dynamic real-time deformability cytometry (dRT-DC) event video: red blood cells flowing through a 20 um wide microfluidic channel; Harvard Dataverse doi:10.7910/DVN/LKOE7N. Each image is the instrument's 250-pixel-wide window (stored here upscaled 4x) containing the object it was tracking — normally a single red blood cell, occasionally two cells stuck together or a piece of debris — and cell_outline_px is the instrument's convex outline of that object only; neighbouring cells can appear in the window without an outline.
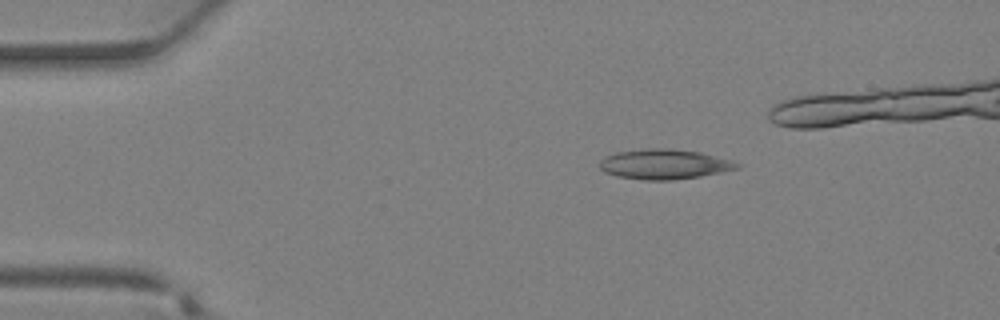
{"species": "Egyptian fruit bat (a non-hibernating species)", "species_latin": "Rousettus aegyptiacus", "temperature_condition": "warm", "stored_images_in_passage": 27, "camera_frame_rate_fps": 3000, "um_per_image_px": 0.085, "animal": {"sex": "female"}, "frame": {"image": 1, "passage_image": 1, "time_ms": 0.0, "image_size_px": [1000, 320], "cell_outline_px": [[740, 168], [700, 176], [672, 180], [644, 180], [616, 176], [604, 172], [600, 168], [600, 160], [604, 156], [612, 152], [644, 148], [664, 148], [700, 152], [732, 160], [740, 164]], "centroid_in_image_um": [56.42, 13.95], "position_along_channel_um": 28.6, "area_um2": 24.16}}
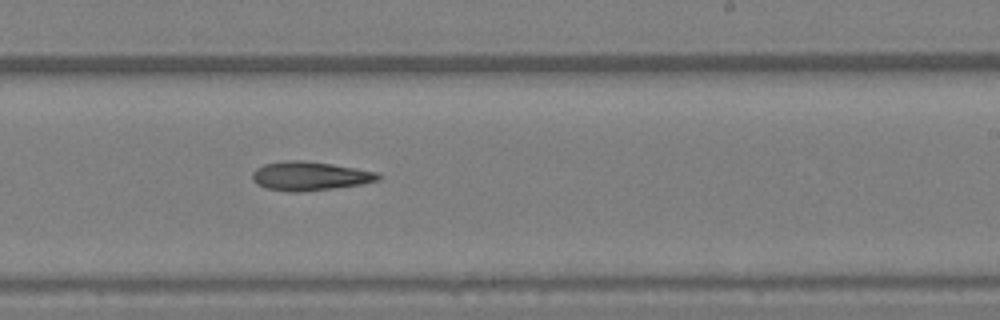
{"frame": {"image": 2, "passage_image": 17, "time_ms": 5.333, "image_size_px": [1000, 320], "cell_outline_px": [[384, 176], [380, 180], [360, 184], [332, 188], [300, 192], [292, 192], [268, 188], [256, 184], [252, 180], [252, 172], [256, 168], [264, 164], [288, 160], [304, 160], [332, 164], [356, 168], [376, 172]], "centroid_in_image_um": [26.33, 14.95], "position_along_channel_um": 262.7, "area_um2": 21.15}}
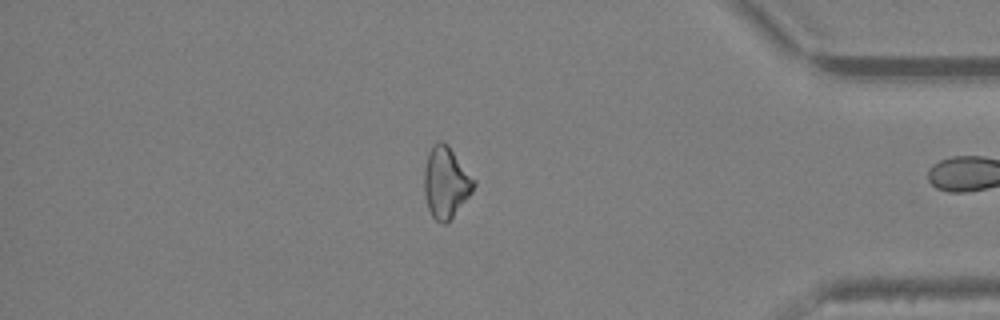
{"frame": {"image": 3, "passage_image": 26, "time_ms": 8.333, "image_size_px": [1000, 320], "cell_outline_px": [[476, 184], [472, 192], [452, 216], [444, 224], [436, 220], [432, 216], [428, 208], [424, 196], [424, 168], [428, 152], [432, 144], [440, 140], [448, 144], [476, 180]], "centroid_in_image_um": [37.89, 15.46], "position_along_channel_um": 397.3, "area_um2": 20.63}}